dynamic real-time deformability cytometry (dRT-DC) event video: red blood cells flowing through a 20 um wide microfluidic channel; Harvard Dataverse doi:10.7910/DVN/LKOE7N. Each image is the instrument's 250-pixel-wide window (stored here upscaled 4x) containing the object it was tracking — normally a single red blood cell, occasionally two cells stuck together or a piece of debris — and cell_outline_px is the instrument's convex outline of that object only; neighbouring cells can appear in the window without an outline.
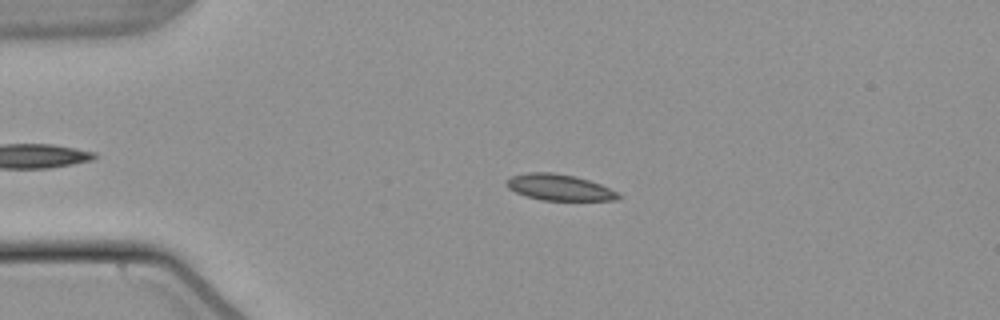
{"species": "common noctule bat (a hibernating species)", "species_latin": "Nyctalus noctula", "temperature_condition": "warm", "stored_images_in_passage": 44, "camera_frame_rate_fps": 3000, "um_per_image_px": 0.085, "animal": {"sex": "male", "body_mass_g": 21.5, "forearm_length_mm": 52.0}, "frame": {"image": 1, "passage_image": 12, "time_ms": 3.667, "image_size_px": [1000, 320], "cell_outline_px": [[620, 196], [616, 200], [540, 200], [516, 192], [508, 188], [508, 180], [512, 176], [528, 172], [552, 172], [576, 176], [600, 184], [616, 192]], "centroid_in_image_um": [47.54, 15.92], "position_along_channel_um": 37.5, "area_um2": 16.7}}
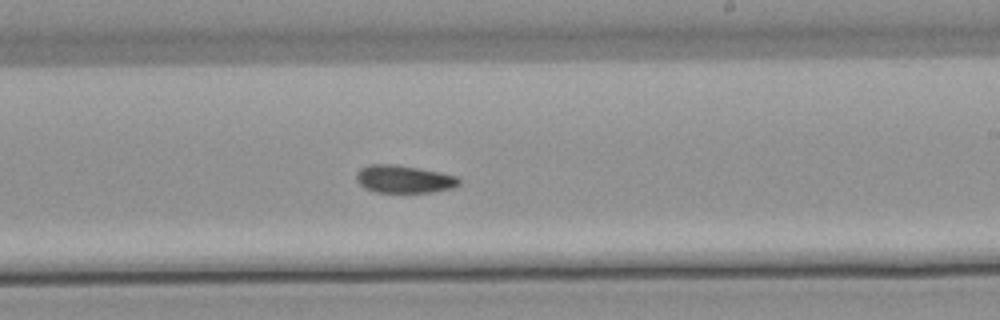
{"frame": {"image": 2, "passage_image": 32, "time_ms": 10.333, "image_size_px": [1000, 320], "cell_outline_px": [[460, 184], [452, 188], [428, 192], [376, 192], [364, 188], [356, 180], [356, 172], [360, 168], [368, 164], [392, 164], [440, 172], [456, 176], [460, 180]], "centroid_in_image_um": [34.29, 15.22], "position_along_channel_um": 254.7, "area_um2": 16.47}}
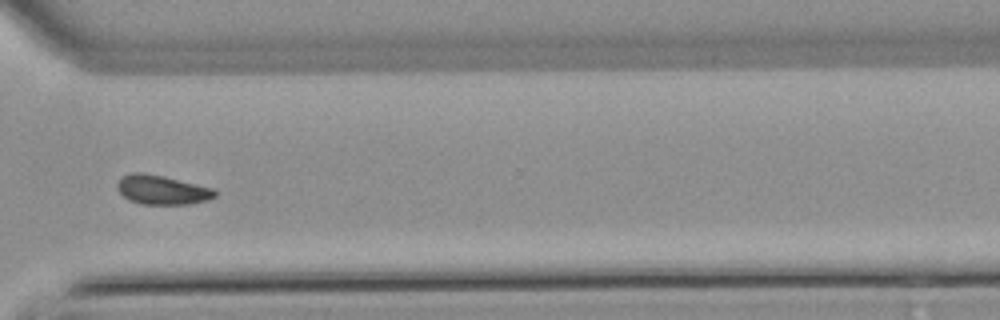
{"frame": {"image": 3, "passage_image": 40, "time_ms": 13.0, "image_size_px": [1000, 320], "cell_outline_px": [[216, 196], [208, 200], [188, 204], [140, 204], [128, 200], [116, 188], [116, 184], [124, 176], [132, 172], [140, 172], [164, 176], [212, 188], [216, 192]], "centroid_in_image_um": [13.75, 16.14], "position_along_channel_um": 356.8, "area_um2": 16.53}, "authors_computed_cell_mechanics": {"area_um2": 17.0221, "velocity_mm_per_s": 3.821, "shape_relaxation_time_tau1_ms": null, "shape_relaxation_time_tau2_ms": 3.5568, "deformation_change_tau1": null, "deformation_change_tau2": 0.0666}}